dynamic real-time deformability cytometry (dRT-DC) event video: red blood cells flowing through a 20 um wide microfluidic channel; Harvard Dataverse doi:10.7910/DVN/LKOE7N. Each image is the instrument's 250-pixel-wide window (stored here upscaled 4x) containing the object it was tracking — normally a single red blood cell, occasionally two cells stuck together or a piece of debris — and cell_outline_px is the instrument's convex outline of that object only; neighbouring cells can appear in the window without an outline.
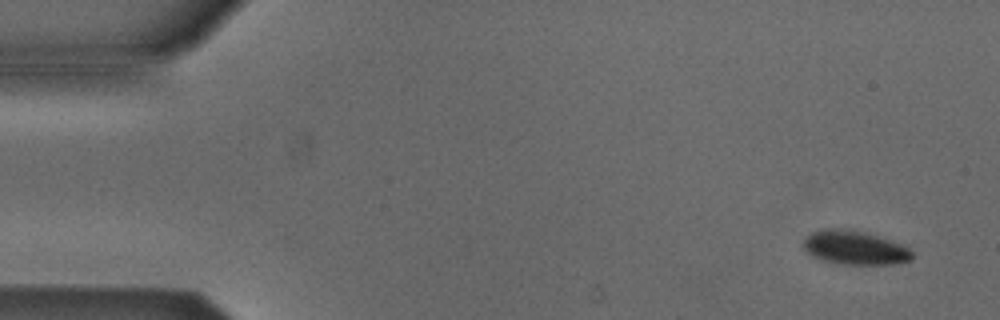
{"species": "Egyptian fruit bat (a non-hibernating species)", "species_latin": "Rousettus aegyptiacus", "temperature_condition": "cold", "stored_images_in_passage": 5, "camera_frame_rate_fps": 3000, "um_per_image_px": 0.085, "animal": {"sex": "male"}, "frame": {"image": 1, "passage_image": 1, "time_ms": 0.0, "image_size_px": [1000, 320], "cell_outline_px": [[912, 260], [892, 264], [840, 264], [820, 260], [808, 256], [800, 244], [804, 236], [820, 228], [840, 228], [864, 232], [880, 236], [908, 244], [912, 252]], "centroid_in_image_um": [72.61, 21.04], "position_along_channel_um": 12.4, "area_um2": 22.37}}
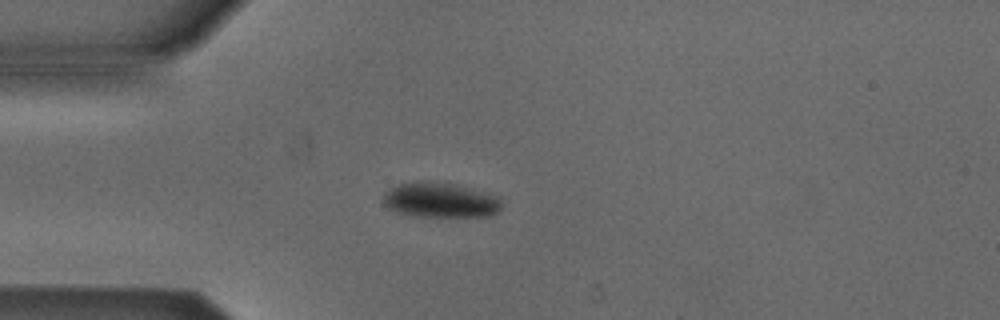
{"frame": {"image": 2, "passage_image": 4, "time_ms": 3.667, "image_size_px": [1000, 320], "cell_outline_px": [[504, 204], [492, 216], [412, 216], [396, 212], [384, 204], [384, 192], [396, 184], [420, 180], [428, 180], [452, 184], [500, 196]], "centroid_in_image_um": [37.42, 17.0], "position_along_channel_um": 47.6, "area_um2": 24.33}}